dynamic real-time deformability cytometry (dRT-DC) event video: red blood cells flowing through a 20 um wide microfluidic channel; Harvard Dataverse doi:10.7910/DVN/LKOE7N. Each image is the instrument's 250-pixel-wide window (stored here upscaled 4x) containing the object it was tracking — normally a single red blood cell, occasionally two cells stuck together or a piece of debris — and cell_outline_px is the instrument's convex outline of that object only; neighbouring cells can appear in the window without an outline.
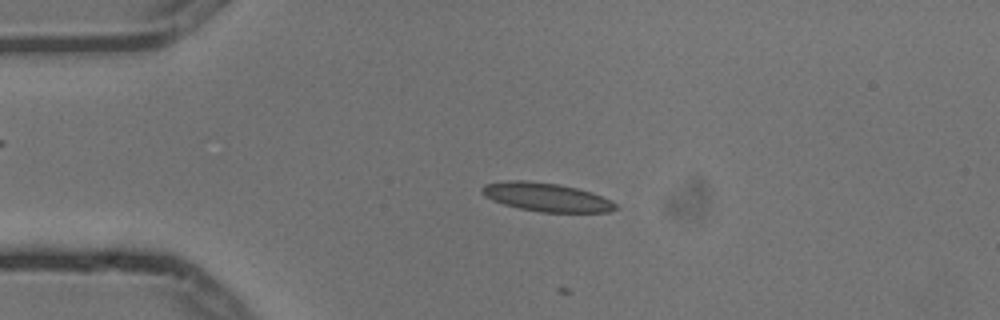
{"species": "common noctule bat (a hibernating species)", "species_latin": "Nyctalus noctula", "temperature_condition": "cold", "stored_images_in_passage": 3, "camera_frame_rate_fps": 3000, "um_per_image_px": 0.085, "animal": {"sex": "male", "body_mass_g": 13.3}, "frame": {"image": 1, "passage_image": 2, "time_ms": 0.333, "image_size_px": [1000, 320], "cell_outline_px": [[620, 208], [608, 212], [540, 212], [520, 208], [504, 204], [492, 200], [484, 196], [480, 192], [480, 188], [484, 184], [508, 180], [528, 180], [560, 184], [592, 192], [612, 200]], "centroid_in_image_um": [46.44, 16.75], "position_along_channel_um": 38.6, "area_um2": 22.48}}